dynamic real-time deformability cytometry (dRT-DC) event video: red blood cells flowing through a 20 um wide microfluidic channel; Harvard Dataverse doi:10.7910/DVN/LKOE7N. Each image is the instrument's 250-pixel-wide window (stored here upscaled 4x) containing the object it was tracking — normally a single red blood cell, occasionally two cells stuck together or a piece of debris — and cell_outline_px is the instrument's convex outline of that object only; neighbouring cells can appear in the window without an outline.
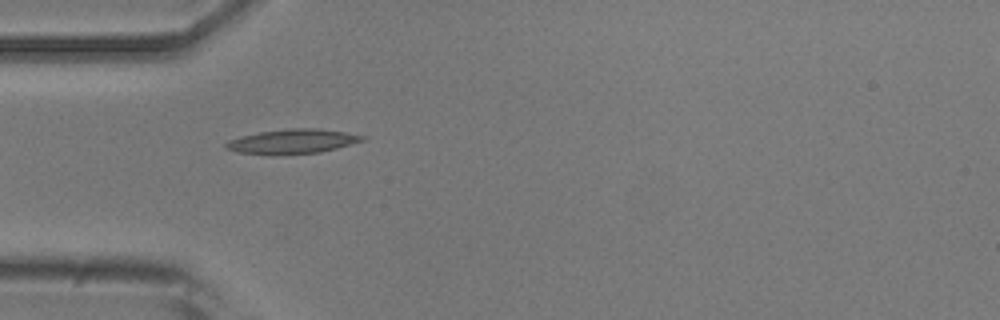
{"species": "common noctule bat (a hibernating species)", "species_latin": "Nyctalus noctula", "temperature_condition": "room temperature", "stored_images_in_passage": 7, "camera_frame_rate_fps": 3000, "um_per_image_px": 0.085, "animal": {"sex": "male", "body_mass_g": 20.5, "forearm_length_mm": 52.5}, "frame": {"image": 1, "passage_image": 6, "time_ms": 5.667, "image_size_px": [1000, 320], "cell_outline_px": [[368, 136], [364, 140], [336, 148], [320, 152], [236, 152], [224, 148], [224, 144], [228, 140], [260, 132], [288, 128], [320, 128]], "centroid_in_image_um": [24.92, 11.97], "position_along_channel_um": 60.1, "area_um2": 18.5}}
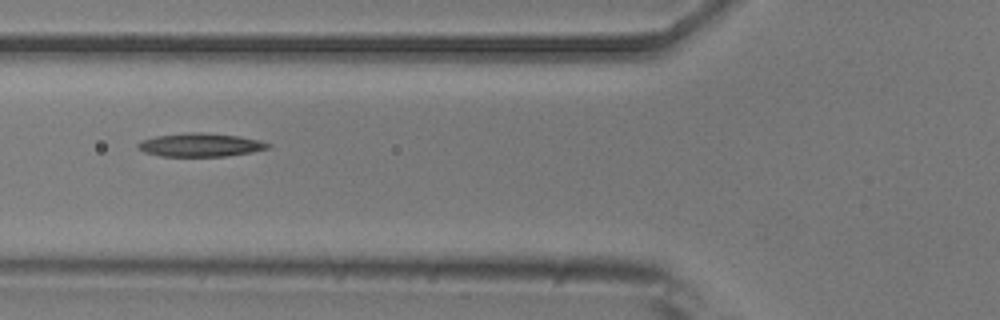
{"frame": {"image": 2, "passage_image": 7, "time_ms": 7.0, "image_size_px": [1000, 320], "cell_outline_px": [[272, 144], [268, 148], [252, 152], [224, 156], [160, 156], [144, 152], [136, 148], [136, 144], [140, 140], [156, 136], [188, 132], [200, 132], [240, 136], [260, 140]], "centroid_in_image_um": [17.0, 12.31], "position_along_channel_um": 108.8, "area_um2": 17.86}}